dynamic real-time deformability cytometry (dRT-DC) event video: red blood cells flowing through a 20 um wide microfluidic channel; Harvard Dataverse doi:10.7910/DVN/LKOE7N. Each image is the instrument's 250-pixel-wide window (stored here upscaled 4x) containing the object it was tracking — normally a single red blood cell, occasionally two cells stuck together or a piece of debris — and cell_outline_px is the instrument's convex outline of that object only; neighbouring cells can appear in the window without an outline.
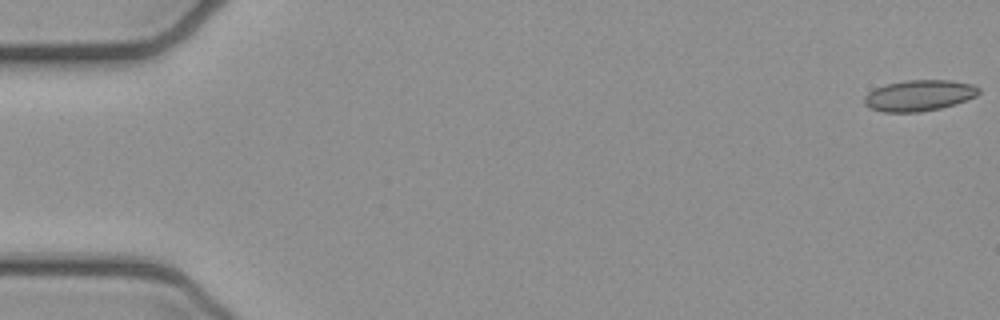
{"species": "common noctule bat (a hibernating species)", "species_latin": "Nyctalus noctula", "temperature_condition": "cold", "stored_images_in_passage": 52, "camera_frame_rate_fps": 3000, "um_per_image_px": 0.085, "animal": {"sex": "female", "body_mass_g": 21.9}, "frame": {"image": 1, "passage_image": 1, "time_ms": 0.0, "image_size_px": [1000, 320], "cell_outline_px": [[980, 92], [976, 96], [940, 108], [916, 112], [884, 112], [868, 108], [864, 104], [864, 96], [868, 92], [884, 84], [904, 80], [952, 80], [972, 84], [980, 88]], "centroid_in_image_um": [78.08, 8.1], "position_along_channel_um": 6.9, "area_um2": 20.69}}
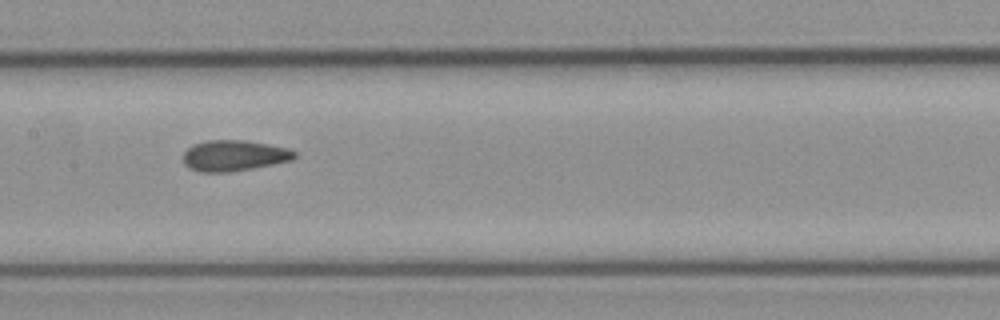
{"frame": {"image": 2, "passage_image": 26, "time_ms": 8.333, "image_size_px": [1000, 320], "cell_outline_px": [[296, 156], [292, 160], [252, 168], [228, 172], [200, 172], [188, 168], [184, 164], [184, 152], [192, 144], [208, 140], [244, 140], [288, 148], [296, 152]], "centroid_in_image_um": [19.86, 13.22], "position_along_channel_um": 187.5, "area_um2": 19.94}}
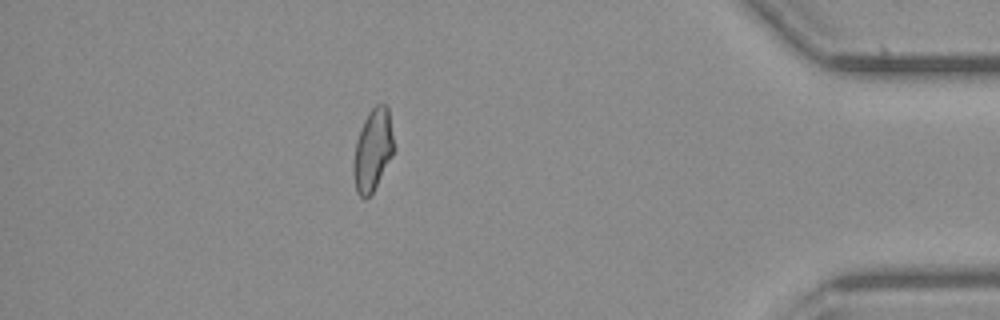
{"frame": {"image": 3, "passage_image": 46, "time_ms": 15.0, "image_size_px": [1000, 320], "cell_outline_px": [[396, 148], [392, 156], [372, 192], [364, 200], [356, 192], [352, 172], [352, 164], [356, 140], [364, 120], [368, 112], [376, 104], [384, 104], [388, 108]], "centroid_in_image_um": [31.68, 12.75], "position_along_channel_um": 403.5, "area_um2": 19.48}, "authors_computed_cell_mechanics": {"area_um2": 19.8832, "velocity_mm_per_s": 3.9347, "shape_relaxation_time_tau1_ms": null, "shape_relaxation_time_tau2_ms": 1.7603, "deformation_change_tau1": null, "deformation_change_tau2": 0.0722}}